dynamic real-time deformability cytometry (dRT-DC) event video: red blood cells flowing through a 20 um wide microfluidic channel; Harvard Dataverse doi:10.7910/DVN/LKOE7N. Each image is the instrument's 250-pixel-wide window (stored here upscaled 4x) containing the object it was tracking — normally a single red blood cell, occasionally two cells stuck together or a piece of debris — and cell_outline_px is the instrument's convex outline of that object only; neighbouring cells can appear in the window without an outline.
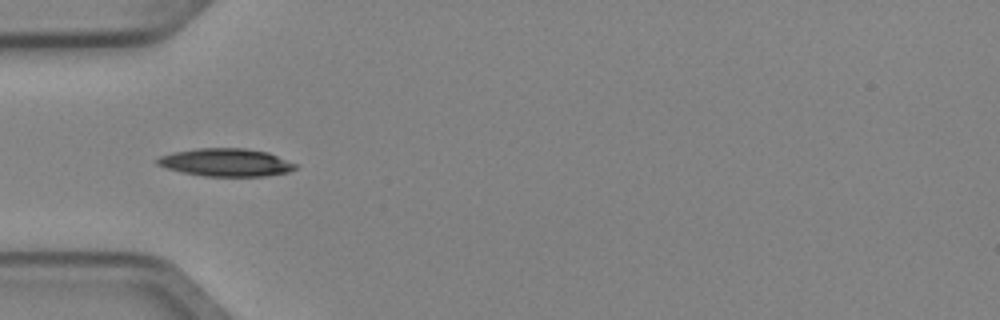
{"species": "Egyptian fruit bat (a non-hibernating species)", "species_latin": "Rousettus aegyptiacus", "temperature_condition": "cold", "stored_images_in_passage": 6, "camera_frame_rate_fps": 3000, "um_per_image_px": 0.085, "animal": {"sex": "female"}, "frame": {"image": 1, "passage_image": 4, "time_ms": 1.0, "image_size_px": [1000, 320], "cell_outline_px": [[300, 164], [296, 168], [288, 172], [268, 176], [204, 176], [180, 172], [156, 164], [156, 160], [160, 156], [172, 152], [196, 148], [244, 148], [268, 152]], "centroid_in_image_um": [19.24, 13.8], "position_along_channel_um": 65.8, "area_um2": 22.66}}
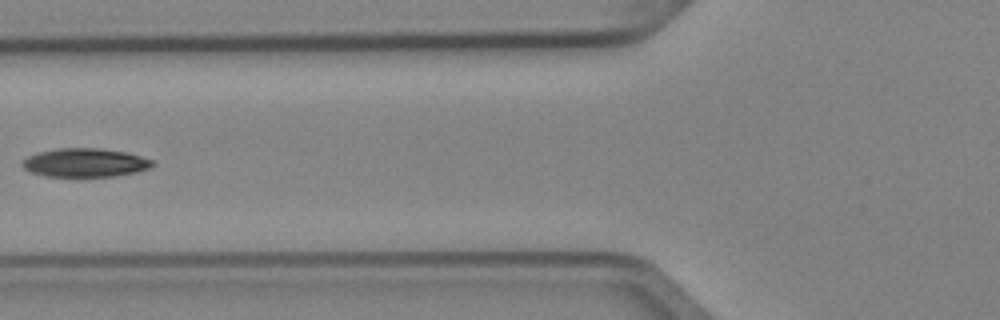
{"frame": {"image": 2, "passage_image": 5, "time_ms": 1.333, "image_size_px": [1000, 320], "cell_outline_px": [[156, 164], [152, 168], [136, 172], [116, 176], [44, 176], [32, 172], [24, 168], [20, 164], [28, 156], [36, 152], [60, 148], [100, 148], [124, 152], [140, 156], [152, 160]], "centroid_in_image_um": [7.24, 13.82], "position_along_channel_um": 118.6, "area_um2": 21.73}}